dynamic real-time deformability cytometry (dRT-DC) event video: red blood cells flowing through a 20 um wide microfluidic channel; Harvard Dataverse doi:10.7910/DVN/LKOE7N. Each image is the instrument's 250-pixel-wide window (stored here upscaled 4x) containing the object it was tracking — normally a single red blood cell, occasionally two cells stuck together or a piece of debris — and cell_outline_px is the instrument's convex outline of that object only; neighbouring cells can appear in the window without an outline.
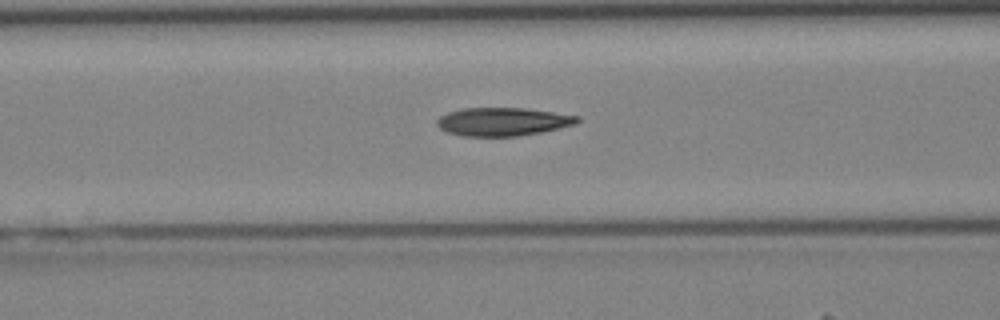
{"species": "Egyptian fruit bat (a non-hibernating species)", "species_latin": "Rousettus aegyptiacus", "temperature_condition": "cold", "stored_images_in_passage": 31, "camera_frame_rate_fps": 3000, "um_per_image_px": 0.085, "animal": {"sex": "female"}, "frame": {"image": 1, "passage_image": 14, "time_ms": 4.333, "image_size_px": [1000, 320], "cell_outline_px": [[580, 120], [576, 124], [540, 132], [516, 136], [464, 136], [448, 132], [440, 128], [436, 124], [436, 120], [440, 116], [448, 112], [464, 108], [524, 108], [580, 116]], "centroid_in_image_um": [42.73, 10.34], "position_along_channel_um": 123.9, "area_um2": 22.95}}